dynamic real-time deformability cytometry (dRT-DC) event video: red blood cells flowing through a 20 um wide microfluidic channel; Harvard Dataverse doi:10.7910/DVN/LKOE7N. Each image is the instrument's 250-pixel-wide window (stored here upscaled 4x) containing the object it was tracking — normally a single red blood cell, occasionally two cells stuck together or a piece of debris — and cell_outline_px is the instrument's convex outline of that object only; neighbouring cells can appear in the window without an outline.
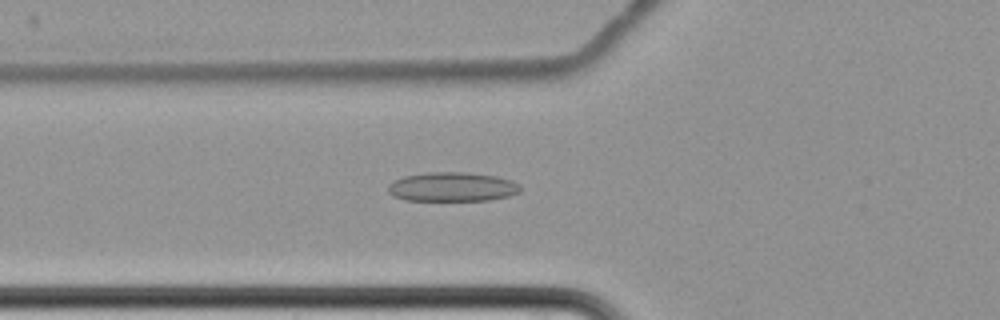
{"species": "common noctule bat (a hibernating species)", "species_latin": "Nyctalus noctula", "temperature_condition": "cold", "stored_images_in_passage": 7, "camera_frame_rate_fps": 3000, "um_per_image_px": 0.085, "animal": {"sex": "female", "body_mass_g": 22.7, "forearm_length_mm": 54.2}, "frame": {"image": 1, "passage_image": 7, "time_ms": 7.333, "image_size_px": [1000, 320], "cell_outline_px": [[520, 192], [508, 196], [488, 200], [404, 200], [392, 196], [388, 192], [388, 184], [404, 176], [428, 172], [468, 172], [496, 176], [512, 180], [520, 184]], "centroid_in_image_um": [38.44, 15.88], "position_along_channel_um": 87.4, "area_um2": 22.6}}